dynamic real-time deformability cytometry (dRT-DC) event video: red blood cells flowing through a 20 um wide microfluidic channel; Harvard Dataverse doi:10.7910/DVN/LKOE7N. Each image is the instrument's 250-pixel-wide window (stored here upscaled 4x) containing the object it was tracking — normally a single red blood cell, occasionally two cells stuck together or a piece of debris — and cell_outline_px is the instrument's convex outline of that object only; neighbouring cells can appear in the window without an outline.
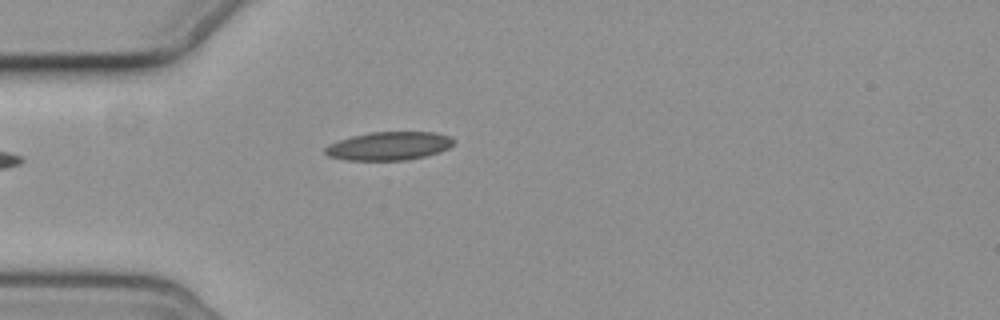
{"species": "common noctule bat (a hibernating species)", "species_latin": "Nyctalus noctula", "temperature_condition": "cold", "stored_images_in_passage": 37, "camera_frame_rate_fps": 3000, "um_per_image_px": 0.085, "animal": {"sex": "female", "body_mass_g": 19.3, "forearm_length_mm": 54.1}, "frame": {"image": 1, "passage_image": 1, "time_ms": 0.0, "image_size_px": [1000, 320], "cell_outline_px": [[456, 140], [448, 148], [440, 152], [408, 160], [344, 160], [328, 156], [324, 152], [324, 148], [328, 144], [352, 136], [368, 132], [436, 132], [452, 136]], "centroid_in_image_um": [33.07, 12.4], "position_along_channel_um": 51.9, "area_um2": 21.44}}
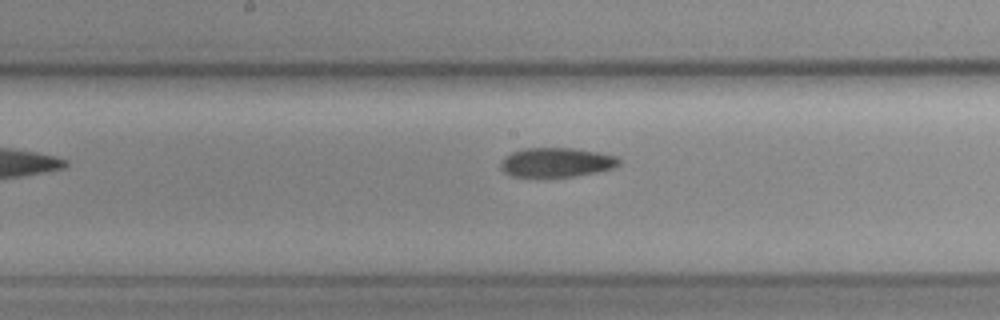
{"frame": {"image": 2, "passage_image": 14, "time_ms": 4.333, "image_size_px": [1000, 320], "cell_outline_px": [[620, 164], [612, 168], [596, 172], [572, 176], [512, 176], [504, 172], [500, 168], [500, 164], [504, 156], [512, 152], [524, 148], [576, 148], [616, 156], [620, 160]], "centroid_in_image_um": [47.27, 13.79], "position_along_channel_um": 200.9, "area_um2": 20.06}}
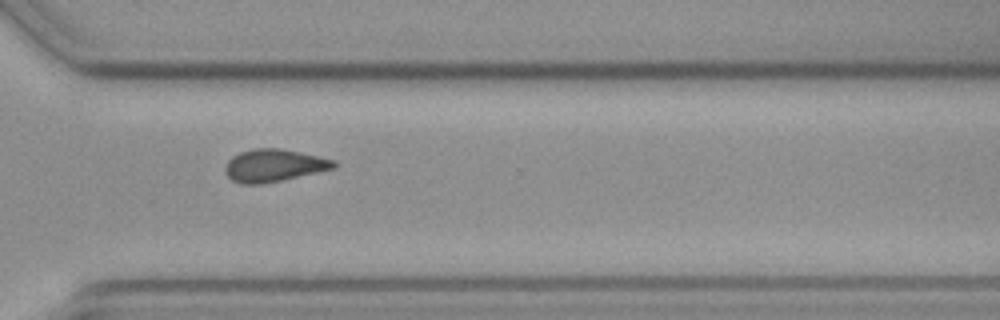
{"frame": {"image": 3, "passage_image": 26, "time_ms": 8.333, "image_size_px": [1000, 320], "cell_outline_px": [[336, 168], [280, 180], [260, 184], [240, 184], [232, 180], [224, 172], [224, 168], [228, 160], [232, 156], [240, 152], [252, 148], [280, 148], [300, 152], [336, 160]], "centroid_in_image_um": [23.25, 14.05], "position_along_channel_um": 347.3, "area_um2": 20.58}}